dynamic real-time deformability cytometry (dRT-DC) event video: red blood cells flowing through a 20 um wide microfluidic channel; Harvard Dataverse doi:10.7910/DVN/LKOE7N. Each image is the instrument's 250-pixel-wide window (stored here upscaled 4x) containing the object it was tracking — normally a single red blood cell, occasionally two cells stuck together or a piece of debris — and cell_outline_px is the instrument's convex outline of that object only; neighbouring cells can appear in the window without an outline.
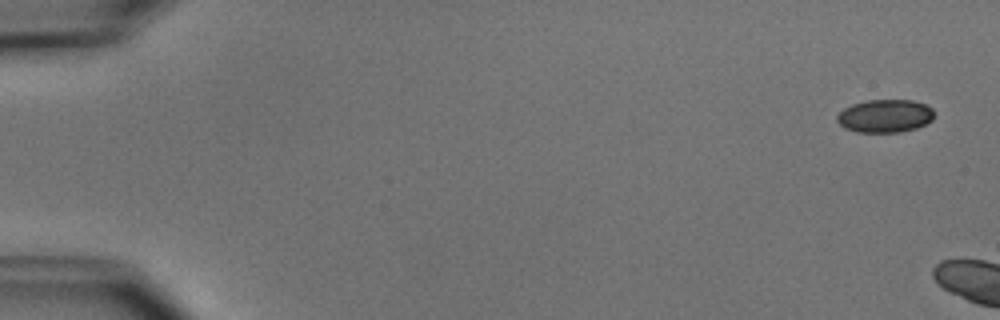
{"species": "common noctule bat (a hibernating species)", "species_latin": "Nyctalus noctula", "temperature_condition": "cold", "stored_images_in_passage": 8, "camera_frame_rate_fps": 3000, "um_per_image_px": 0.085, "animal": {"sex": "male", "body_mass_g": 15.6}, "frame": {"image": 1, "passage_image": 1, "time_ms": 0.0, "image_size_px": [1000, 320], "cell_outline_px": [[932, 120], [916, 128], [900, 132], [856, 132], [844, 128], [836, 120], [836, 116], [844, 108], [852, 104], [868, 100], [912, 100], [924, 104], [932, 108]], "centroid_in_image_um": [75.19, 9.86], "position_along_channel_um": 9.8, "area_um2": 18.61}}
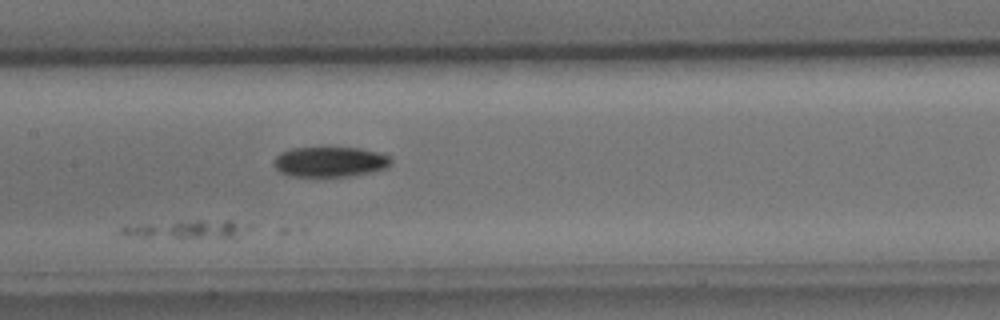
{"frame": {"image": 2, "passage_image": 5, "time_ms": 8.0, "image_size_px": [1000, 320], "cell_outline_px": [[256, 228], [236, 236], [184, 240], [120, 236], [112, 232], [124, 224], [196, 220], [232, 220], [256, 224]], "centroid_in_image_um": [15.78, 19.51], "position_along_channel_um": 191.6, "area_um2": 15.55}}
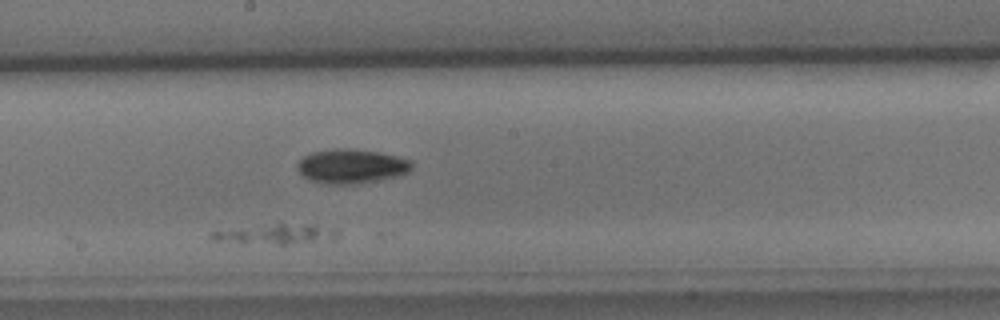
{"frame": {"image": 3, "passage_image": 6, "time_ms": 9.0, "image_size_px": [1000, 320], "cell_outline_px": [[336, 240], [288, 244], [244, 244], [212, 240], [208, 236], [212, 232], [276, 224], [312, 224], [336, 232]], "centroid_in_image_um": [23.42, 19.94], "position_along_channel_um": 224.8, "area_um2": 14.33}}